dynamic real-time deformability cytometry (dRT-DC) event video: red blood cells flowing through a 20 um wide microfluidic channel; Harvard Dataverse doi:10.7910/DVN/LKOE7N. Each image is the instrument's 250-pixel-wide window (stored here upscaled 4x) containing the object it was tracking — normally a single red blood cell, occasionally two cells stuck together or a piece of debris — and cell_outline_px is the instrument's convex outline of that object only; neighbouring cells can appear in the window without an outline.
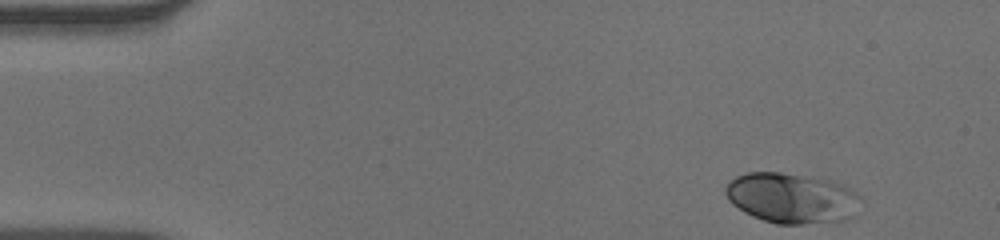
{"species": "human", "species_latin": "Homo sapiens", "temperature_condition": "warm", "stored_images_in_passage": 48, "camera_frame_rate_fps": 3000, "um_per_image_px": 0.085, "donor": {"sex": "male"}, "frame": {"image": 1, "passage_image": 1, "time_ms": 0.0, "image_size_px": [1000, 240], "cell_outline_px": [[860, 200], [856, 216], [844, 220], [800, 224], [776, 224], [752, 216], [744, 212], [732, 204], [728, 200], [724, 192], [724, 188], [728, 180], [736, 176], [748, 172], [780, 172], [832, 180], [844, 184], [856, 192], [860, 196]], "centroid_in_image_um": [67.29, 16.83], "position_along_channel_um": 17.7, "area_um2": 40.11}}
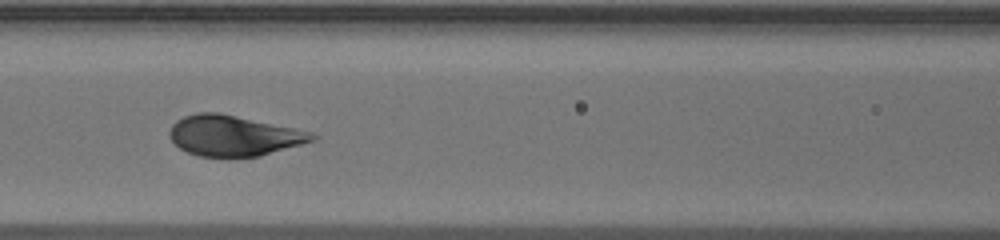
{"frame": {"image": 2, "passage_image": 19, "time_ms": 6.0, "image_size_px": [1000, 240], "cell_outline_px": [[320, 136], [316, 140], [260, 156], [232, 160], [228, 160], [200, 156], [188, 152], [180, 148], [168, 136], [168, 132], [172, 124], [176, 120], [184, 116], [200, 112], [220, 112], [312, 132]], "centroid_in_image_um": [19.86, 11.57], "position_along_channel_um": 146.7, "area_um2": 34.51}}
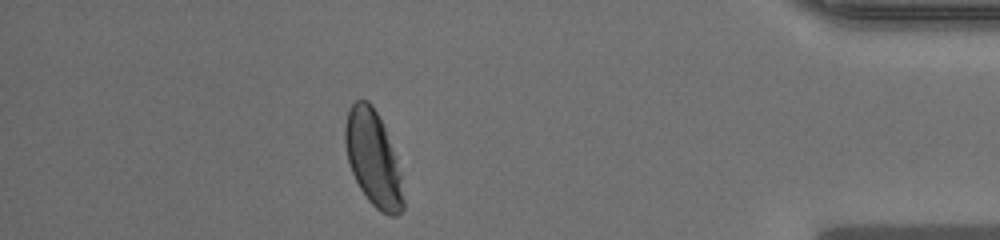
{"frame": {"image": 3, "passage_image": 42, "time_ms": 13.667, "image_size_px": [1000, 240], "cell_outline_px": [[404, 208], [396, 216], [388, 216], [380, 212], [368, 200], [360, 188], [352, 172], [348, 160], [344, 144], [344, 124], [348, 108], [356, 100], [368, 100], [372, 104], [384, 128], [396, 156], [400, 172], [404, 200]], "centroid_in_image_um": [31.7, 13.48], "position_along_channel_um": 403.5, "area_um2": 32.31}}